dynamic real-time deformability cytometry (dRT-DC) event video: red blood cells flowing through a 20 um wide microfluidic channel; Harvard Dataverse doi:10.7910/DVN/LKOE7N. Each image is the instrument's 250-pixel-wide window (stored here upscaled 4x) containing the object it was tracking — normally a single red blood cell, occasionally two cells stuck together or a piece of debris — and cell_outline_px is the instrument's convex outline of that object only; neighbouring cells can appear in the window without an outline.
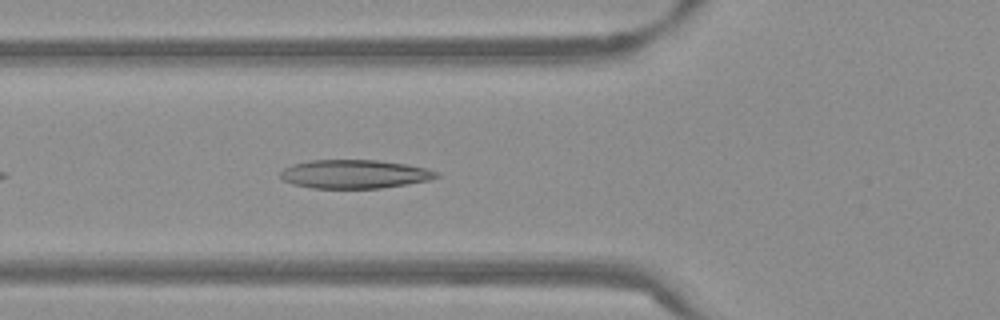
{"species": "Egyptian fruit bat (a non-hibernating species)", "species_latin": "Rousettus aegyptiacus", "temperature_condition": "warm", "stored_images_in_passage": 31, "camera_frame_rate_fps": 3000, "um_per_image_px": 0.085, "frame": {"image": 1, "passage_image": 3, "time_ms": 0.667, "image_size_px": [1000, 320], "cell_outline_px": [[440, 176], [428, 180], [380, 188], [312, 188], [292, 184], [284, 180], [280, 176], [280, 172], [284, 168], [292, 164], [308, 160], [380, 160], [408, 164], [428, 168], [440, 172]], "centroid_in_image_um": [30.14, 14.78], "position_along_channel_um": 95.7, "area_um2": 26.18}}
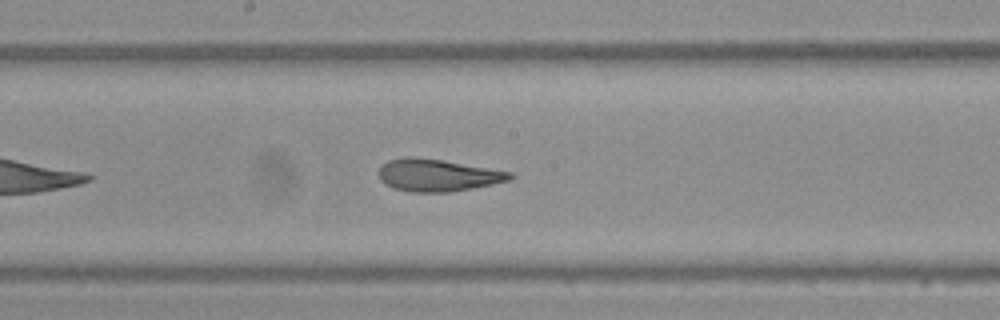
{"frame": {"image": 2, "passage_image": 12, "time_ms": 3.667, "image_size_px": [1000, 320], "cell_outline_px": [[516, 176], [508, 180], [492, 184], [452, 192], [412, 192], [392, 188], [384, 184], [380, 180], [380, 168], [388, 160], [408, 156], [416, 156], [444, 160], [512, 172]], "centroid_in_image_um": [37.19, 14.89], "position_along_channel_um": 211.0, "area_um2": 24.74}}
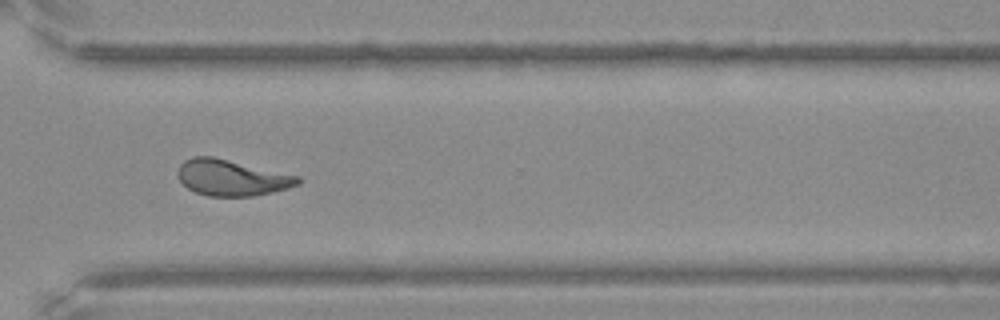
{"frame": {"image": 3, "passage_image": 23, "time_ms": 7.333, "image_size_px": [1000, 320], "cell_outline_px": [[300, 184], [288, 188], [272, 192], [252, 196], [208, 196], [196, 192], [188, 188], [180, 180], [176, 172], [180, 164], [184, 160], [192, 156], [212, 156], [300, 176]], "centroid_in_image_um": [19.68, 15.1], "position_along_channel_um": 350.9, "area_um2": 25.2}, "authors_computed_cell_mechanics": {"area_um2": 24.6806, "velocity_mm_per_s": 3.8189, "shape_relaxation_time_tau1_ms": 9.0464, "shape_relaxation_time_tau2_ms": 1.8272, "deformation_change_tau1": 0.2731, "deformation_change_tau2": 0.0933}}